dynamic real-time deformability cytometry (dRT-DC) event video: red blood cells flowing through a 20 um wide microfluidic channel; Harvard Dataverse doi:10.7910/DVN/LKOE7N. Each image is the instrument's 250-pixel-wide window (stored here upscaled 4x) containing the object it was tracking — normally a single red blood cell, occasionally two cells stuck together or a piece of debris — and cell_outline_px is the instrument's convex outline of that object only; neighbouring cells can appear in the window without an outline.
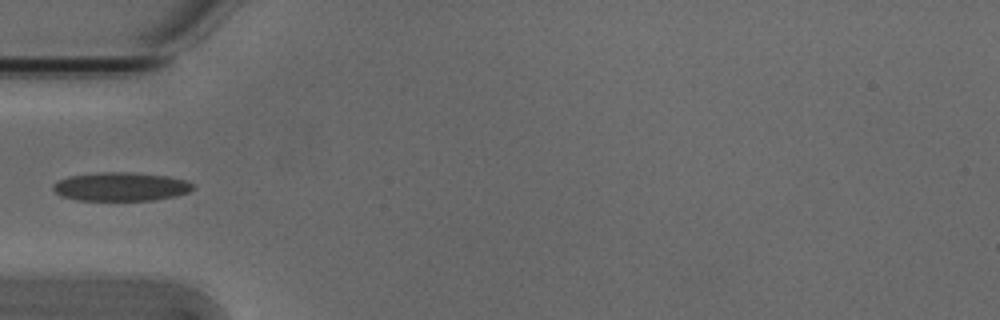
{"species": "Egyptian fruit bat (a non-hibernating species)", "species_latin": "Rousettus aegyptiacus", "temperature_condition": "cold", "stored_images_in_passage": 5, "camera_frame_rate_fps": 3000, "um_per_image_px": 0.085, "animal": {"sex": "male"}, "frame": {"image": 1, "passage_image": 4, "time_ms": 1.0, "image_size_px": [1000, 320], "cell_outline_px": [[192, 188], [188, 192], [176, 196], [152, 200], [76, 200], [60, 196], [52, 188], [52, 184], [68, 176], [96, 172], [132, 172], [168, 176], [184, 180], [192, 184]], "centroid_in_image_um": [10.22, 15.86], "position_along_channel_um": 74.8, "area_um2": 23.35}}
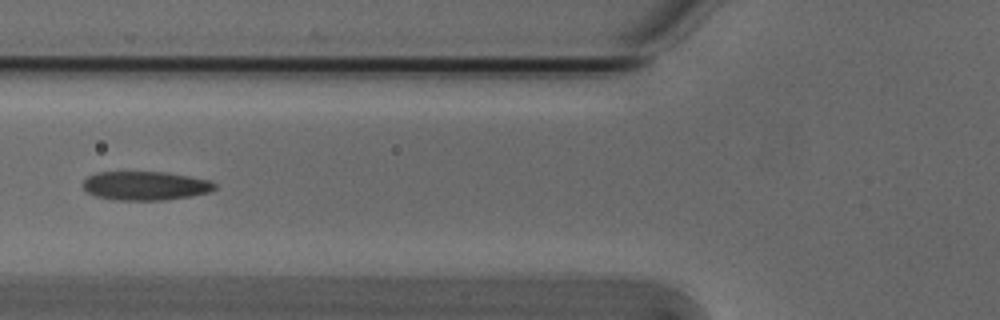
{"frame": {"image": 2, "passage_image": 5, "time_ms": 1.333, "image_size_px": [1000, 320], "cell_outline_px": [[216, 188], [212, 192], [192, 196], [164, 200], [112, 200], [96, 196], [88, 192], [84, 188], [84, 180], [88, 176], [96, 172], [164, 172], [188, 176], [208, 180], [216, 184]], "centroid_in_image_um": [12.37, 15.79], "position_along_channel_um": 113.4, "area_um2": 22.2}}